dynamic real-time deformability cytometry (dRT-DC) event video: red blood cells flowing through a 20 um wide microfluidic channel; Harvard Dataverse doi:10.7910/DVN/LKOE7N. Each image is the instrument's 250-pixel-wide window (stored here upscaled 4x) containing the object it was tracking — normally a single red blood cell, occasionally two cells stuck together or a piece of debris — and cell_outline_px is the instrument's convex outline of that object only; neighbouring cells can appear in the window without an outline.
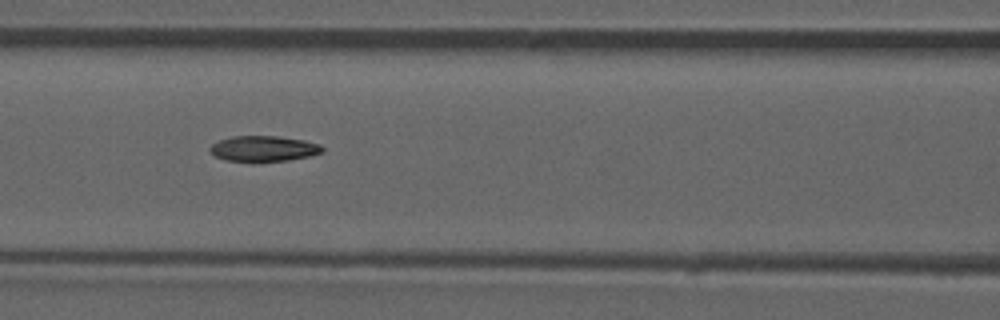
{"species": "common noctule bat (a hibernating species)", "species_latin": "Nyctalus noctula", "temperature_condition": "room temperature", "stored_images_in_passage": 41, "camera_frame_rate_fps": 3000, "um_per_image_px": 0.085, "animal": {"sex": "male", "forearm_length_mm": 52.5}, "frame": {"image": 1, "passage_image": 23, "time_ms": 7.333, "image_size_px": [1000, 320], "cell_outline_px": [[324, 152], [308, 156], [288, 160], [252, 164], [224, 160], [216, 156], [208, 148], [212, 144], [220, 140], [232, 136], [276, 136], [304, 140], [320, 144], [324, 148]], "centroid_in_image_um": [22.39, 12.67], "position_along_channel_um": 144.2, "area_um2": 17.28}, "authors_computed_cell_mechanics": {"area_um2": 17.629, "velocity_mm_per_s": 3.9262, "shape_relaxation_time_tau1_ms": null, "shape_relaxation_time_tau2_ms": 7.7823, "deformation_change_tau1": null, "deformation_change_tau2": 0.147}}